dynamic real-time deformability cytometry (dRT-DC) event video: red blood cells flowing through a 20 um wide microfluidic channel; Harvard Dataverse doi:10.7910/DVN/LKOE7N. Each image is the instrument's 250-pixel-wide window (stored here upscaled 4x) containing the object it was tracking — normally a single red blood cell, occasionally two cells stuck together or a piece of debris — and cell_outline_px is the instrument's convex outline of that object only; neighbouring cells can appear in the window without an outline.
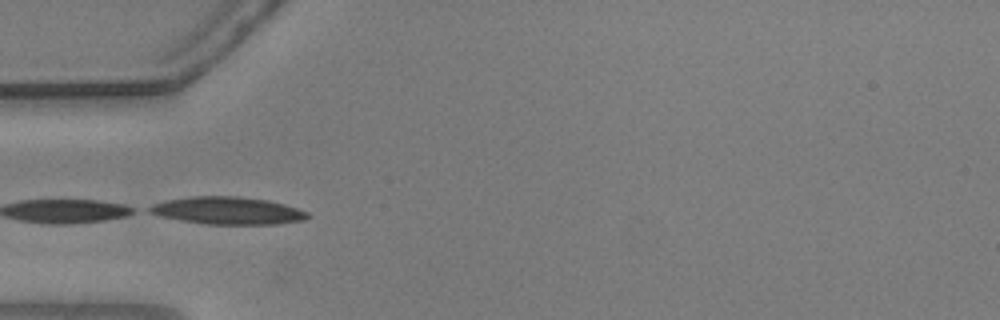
{"species": "common noctule bat (a hibernating species)", "species_latin": "Nyctalus noctula", "temperature_condition": "warm", "stored_images_in_passage": 3, "camera_frame_rate_fps": 3000, "um_per_image_px": 0.085, "animal": {"sex": "male", "body_mass_g": 20.5, "forearm_length_mm": 52.5}, "frame": {"image": 1, "passage_image": 1, "time_ms": 0.0, "image_size_px": [1000, 320], "cell_outline_px": [[308, 216], [304, 220], [272, 224], [208, 224], [180, 220], [160, 216], [148, 212], [144, 208], [152, 204], [164, 200], [192, 196], [240, 196], [268, 200], [284, 204], [308, 212]], "centroid_in_image_um": [19.28, 17.89], "position_along_channel_um": 65.7, "area_um2": 25.32}}